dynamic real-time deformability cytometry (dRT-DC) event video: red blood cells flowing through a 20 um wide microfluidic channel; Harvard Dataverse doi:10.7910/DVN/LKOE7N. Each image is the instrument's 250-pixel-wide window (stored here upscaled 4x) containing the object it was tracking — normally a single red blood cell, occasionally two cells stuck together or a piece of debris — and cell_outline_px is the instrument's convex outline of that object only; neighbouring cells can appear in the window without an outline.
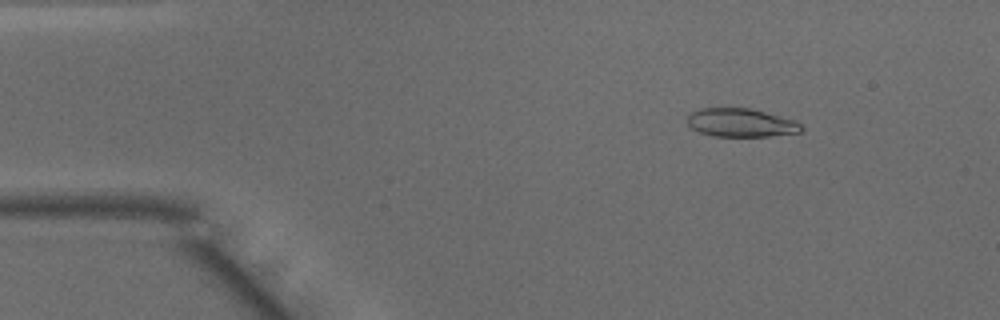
{"species": "common noctule bat (a hibernating species)", "species_latin": "Nyctalus noctula", "temperature_condition": "warm", "stored_images_in_passage": 49, "camera_frame_rate_fps": 3000, "um_per_image_px": 0.085, "animal": {"sex": "male", "body_mass_g": 15.6}, "frame": {"image": 1, "passage_image": 7, "time_ms": 2.0, "image_size_px": [1000, 320], "cell_outline_px": [[804, 128], [800, 132], [768, 136], [712, 136], [700, 132], [692, 128], [688, 124], [688, 116], [692, 112], [700, 108], [748, 108], [796, 120], [804, 124]], "centroid_in_image_um": [63.01, 10.43], "position_along_channel_um": 22.0, "area_um2": 18.84}}
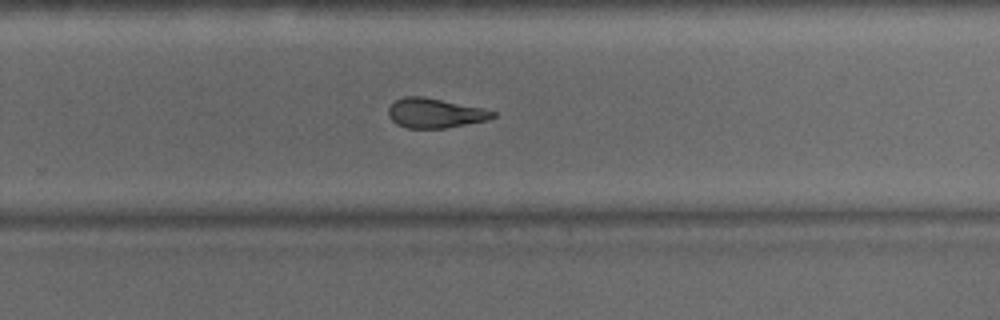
{"frame": {"image": 2, "passage_image": 32, "time_ms": 10.333, "image_size_px": [1000, 320], "cell_outline_px": [[496, 116], [488, 120], [444, 128], [408, 128], [396, 124], [388, 116], [388, 108], [396, 100], [404, 96], [424, 96], [484, 108], [496, 112]], "centroid_in_image_um": [36.98, 9.6], "position_along_channel_um": 292.8, "area_um2": 18.09}}
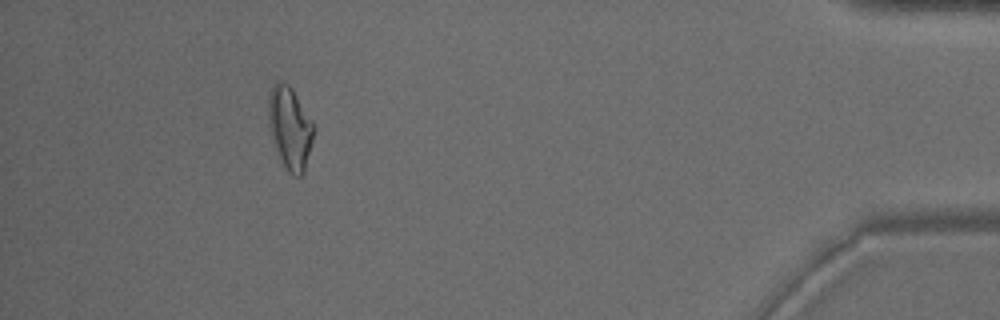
{"frame": {"image": 3, "passage_image": 45, "time_ms": 14.667, "image_size_px": [1000, 320], "cell_outline_px": [[316, 128], [304, 172], [300, 176], [296, 176], [288, 172], [276, 148], [272, 136], [268, 120], [268, 92], [276, 84], [288, 84], [292, 88], [312, 120]], "centroid_in_image_um": [24.67, 10.88], "position_along_channel_um": 410.5, "area_um2": 21.39}, "authors_computed_cell_mechanics": {"area_um2": 19.5364, "velocity_mm_per_s": 4.1003, "shape_relaxation_time_tau1_ms": null, "shape_relaxation_time_tau2_ms": 1.7, "deformation_change_tau1": null, "deformation_change_tau2": 0.1028}}